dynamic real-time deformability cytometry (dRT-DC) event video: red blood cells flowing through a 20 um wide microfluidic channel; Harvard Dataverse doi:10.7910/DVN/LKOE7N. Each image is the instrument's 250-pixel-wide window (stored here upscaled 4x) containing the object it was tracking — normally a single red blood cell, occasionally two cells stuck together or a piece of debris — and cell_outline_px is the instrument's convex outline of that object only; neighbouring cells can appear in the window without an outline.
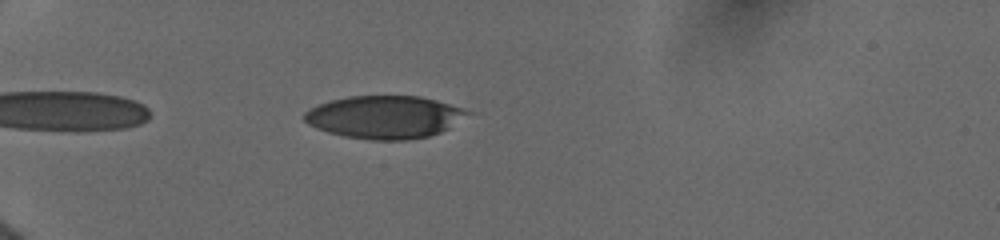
{"species": "human", "species_latin": "Homo sapiens", "temperature_condition": "cold", "stored_images_in_passage": 6, "camera_frame_rate_fps": 3000, "um_per_image_px": 0.085, "donor": {"sex": "female"}, "frame": {"image": 1, "passage_image": 3, "time_ms": 0.667, "image_size_px": [1000, 240], "cell_outline_px": [[472, 112], [448, 128], [440, 132], [428, 136], [408, 140], [368, 140], [344, 136], [328, 132], [308, 124], [304, 120], [304, 112], [320, 104], [332, 100], [348, 96], [420, 96], [436, 100], [464, 108]], "centroid_in_image_um": [32.7, 9.95], "position_along_channel_um": 52.3, "area_um2": 40.46}}